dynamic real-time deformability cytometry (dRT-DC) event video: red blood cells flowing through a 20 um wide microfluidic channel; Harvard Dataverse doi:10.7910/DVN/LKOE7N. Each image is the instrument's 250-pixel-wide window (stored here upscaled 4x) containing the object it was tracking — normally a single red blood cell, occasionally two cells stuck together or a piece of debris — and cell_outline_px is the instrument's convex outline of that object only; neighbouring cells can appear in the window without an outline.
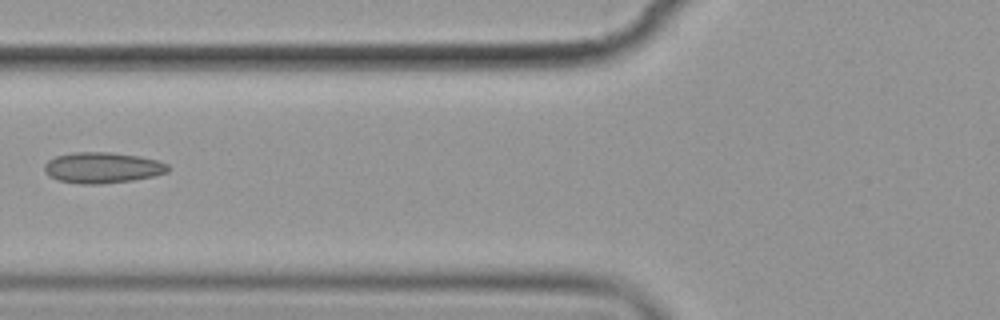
{"species": "common noctule bat (a hibernating species)", "species_latin": "Nyctalus noctula", "temperature_condition": "cold", "stored_images_in_passage": 10, "camera_frame_rate_fps": 3000, "um_per_image_px": 0.085, "animal": {"sex": "female", "body_mass_g": 19.9}, "frame": {"image": 1, "passage_image": 6, "time_ms": 6.667, "image_size_px": [1000, 320], "cell_outline_px": [[168, 172], [152, 176], [132, 180], [100, 184], [80, 184], [60, 180], [48, 176], [44, 172], [44, 164], [48, 160], [56, 156], [72, 152], [112, 152], [140, 156], [160, 160], [168, 164]], "centroid_in_image_um": [8.7, 14.24], "position_along_channel_um": 117.1, "area_um2": 22.37}}
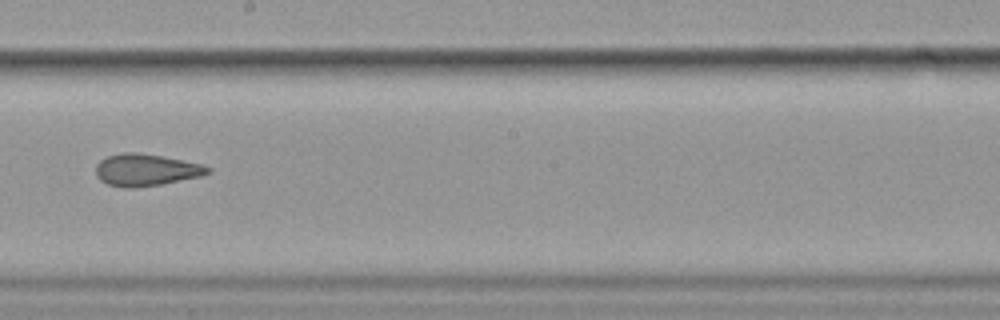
{"frame": {"image": 2, "passage_image": 9, "time_ms": 10.0, "image_size_px": [1000, 320], "cell_outline_px": [[212, 172], [200, 176], [160, 184], [132, 188], [124, 188], [108, 184], [100, 180], [96, 176], [96, 164], [100, 160], [108, 156], [124, 152], [136, 152], [160, 156], [204, 164], [212, 168]], "centroid_in_image_um": [12.41, 14.44], "position_along_channel_um": 235.8, "area_um2": 20.81}}
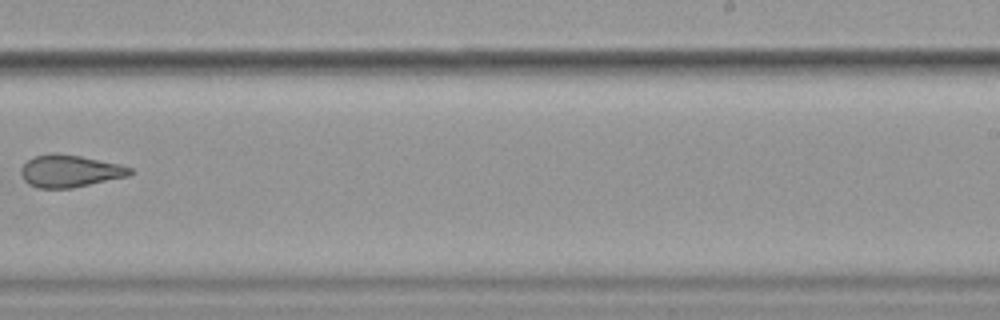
{"frame": {"image": 3, "passage_image": 10, "time_ms": 11.333, "image_size_px": [1000, 320], "cell_outline_px": [[132, 172], [128, 176], [72, 188], [36, 188], [28, 184], [24, 180], [20, 172], [20, 168], [32, 156], [52, 152], [56, 152], [80, 156], [120, 164], [132, 168]], "centroid_in_image_um": [5.89, 14.53], "position_along_channel_um": 283.1, "area_um2": 20.63}}